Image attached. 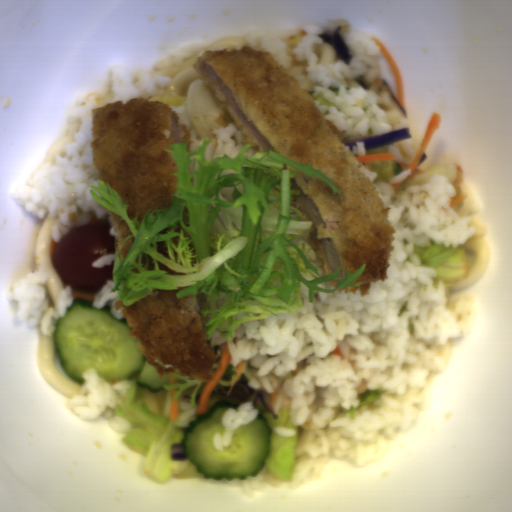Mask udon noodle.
Segmentation results:
<instances>
[{"mask_svg":"<svg viewBox=\"0 0 512 512\" xmlns=\"http://www.w3.org/2000/svg\"><path fill=\"white\" fill-rule=\"evenodd\" d=\"M55 221V215H48L46 219H43L41 228L34 240L36 270L38 266L42 265L43 274L48 277L40 285L45 290L48 303L43 316L54 310L55 301L61 291L65 288L64 282L58 275L53 263V250L56 241L52 237L51 230Z\"/></svg>","mask_w":512,"mask_h":512,"instance_id":"2","label":"udon noodle"},{"mask_svg":"<svg viewBox=\"0 0 512 512\" xmlns=\"http://www.w3.org/2000/svg\"><path fill=\"white\" fill-rule=\"evenodd\" d=\"M36 364L42 376L58 391L75 398L86 382H81L63 370L57 356L53 336H44L41 332L37 349Z\"/></svg>","mask_w":512,"mask_h":512,"instance_id":"3","label":"udon noodle"},{"mask_svg":"<svg viewBox=\"0 0 512 512\" xmlns=\"http://www.w3.org/2000/svg\"><path fill=\"white\" fill-rule=\"evenodd\" d=\"M463 247L473 252V263L468 270L467 275L453 284L446 287V292H456L463 290L479 281L487 272L490 258L489 243L484 236L470 238Z\"/></svg>","mask_w":512,"mask_h":512,"instance_id":"4","label":"udon noodle"},{"mask_svg":"<svg viewBox=\"0 0 512 512\" xmlns=\"http://www.w3.org/2000/svg\"><path fill=\"white\" fill-rule=\"evenodd\" d=\"M95 101L99 105L100 108L106 103H113L114 100H113V96H112V91H108L107 93H105L104 95H102L101 97L96 99Z\"/></svg>","mask_w":512,"mask_h":512,"instance_id":"6","label":"udon noodle"},{"mask_svg":"<svg viewBox=\"0 0 512 512\" xmlns=\"http://www.w3.org/2000/svg\"><path fill=\"white\" fill-rule=\"evenodd\" d=\"M79 128L80 127H71L64 135L54 141L44 157V166L48 163L54 164L58 155L65 157L67 152L64 149V146L65 144L74 143L75 134Z\"/></svg>","mask_w":512,"mask_h":512,"instance_id":"5","label":"udon noodle"},{"mask_svg":"<svg viewBox=\"0 0 512 512\" xmlns=\"http://www.w3.org/2000/svg\"><path fill=\"white\" fill-rule=\"evenodd\" d=\"M246 44H249L248 36H223L205 45L181 63L157 69L154 74L170 77L166 82L168 90L173 96L182 97L189 115L194 106L197 91L205 86L193 68L196 58L207 50L227 49L229 51Z\"/></svg>","mask_w":512,"mask_h":512,"instance_id":"1","label":"udon noodle"}]
</instances>
